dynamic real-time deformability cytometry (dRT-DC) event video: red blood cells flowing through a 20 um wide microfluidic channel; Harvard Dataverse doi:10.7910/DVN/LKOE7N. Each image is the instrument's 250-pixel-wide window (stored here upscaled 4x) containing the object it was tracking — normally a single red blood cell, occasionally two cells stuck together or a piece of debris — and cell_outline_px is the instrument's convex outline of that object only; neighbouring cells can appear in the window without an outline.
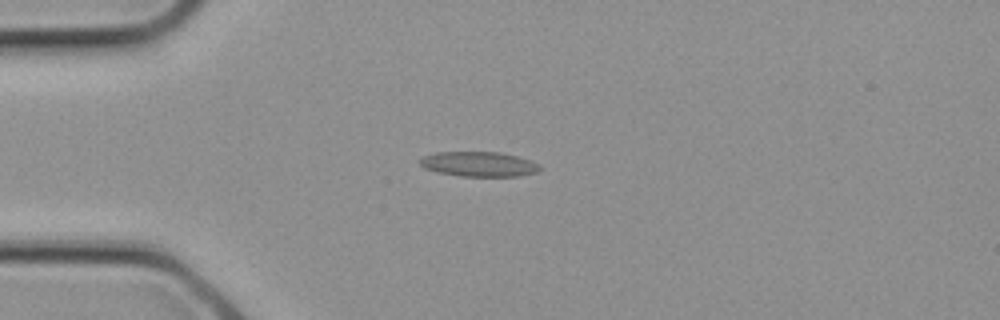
{"species": "common noctule bat (a hibernating species)", "species_latin": "Nyctalus noctula", "temperature_condition": "cold", "stored_images_in_passage": 2, "camera_frame_rate_fps": 3000, "um_per_image_px": 0.085, "animal": {"sex": "female", "body_mass_g": 21.9}, "frame": {"image": 1, "passage_image": 2, "time_ms": 0.333, "image_size_px": [1000, 320], "cell_outline_px": [[544, 168], [536, 172], [520, 176], [460, 176], [436, 172], [424, 168], [420, 164], [420, 160], [424, 156], [436, 152], [500, 152], [532, 160], [540, 164]], "centroid_in_image_um": [40.75, 13.95], "position_along_channel_um": 44.3, "area_um2": 17.51}}